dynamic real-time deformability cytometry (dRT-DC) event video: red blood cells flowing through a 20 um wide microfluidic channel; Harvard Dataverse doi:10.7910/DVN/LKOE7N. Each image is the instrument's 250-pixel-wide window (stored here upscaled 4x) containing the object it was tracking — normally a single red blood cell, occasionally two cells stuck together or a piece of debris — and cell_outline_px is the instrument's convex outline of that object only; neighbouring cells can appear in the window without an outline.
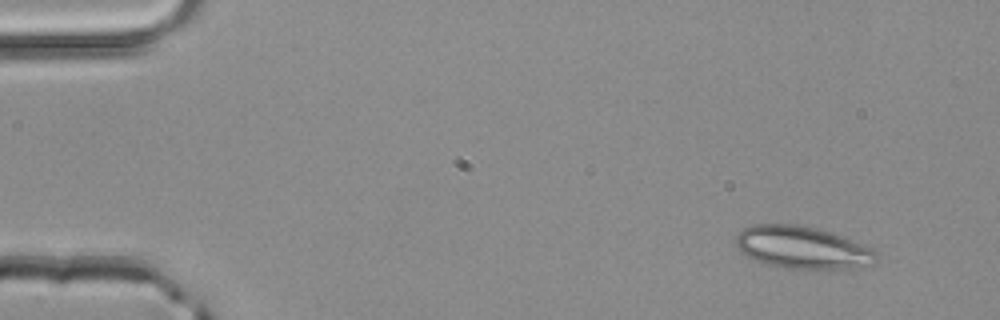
{"species": "common noctule bat (a hibernating species)", "species_latin": "Nyctalus noctula", "temperature_condition": "room temperature", "stored_images_in_passage": 2, "camera_frame_rate_fps": 3000, "um_per_image_px": 0.085, "animal": {"sex": "male", "body_mass_g": 20.4}, "frame": {"image": 1, "passage_image": 1, "time_ms": 0.0, "image_size_px": [1000, 320], "cell_outline_px": [[876, 260], [872, 264], [844, 268], [784, 268], [768, 264], [756, 260], [740, 252], [736, 244], [736, 236], [744, 228], [756, 224], [796, 224], [816, 228], [840, 236], [872, 248], [876, 252]], "centroid_in_image_um": [68.15, 21.03], "position_along_channel_um": 16.8, "area_um2": 33.99}}